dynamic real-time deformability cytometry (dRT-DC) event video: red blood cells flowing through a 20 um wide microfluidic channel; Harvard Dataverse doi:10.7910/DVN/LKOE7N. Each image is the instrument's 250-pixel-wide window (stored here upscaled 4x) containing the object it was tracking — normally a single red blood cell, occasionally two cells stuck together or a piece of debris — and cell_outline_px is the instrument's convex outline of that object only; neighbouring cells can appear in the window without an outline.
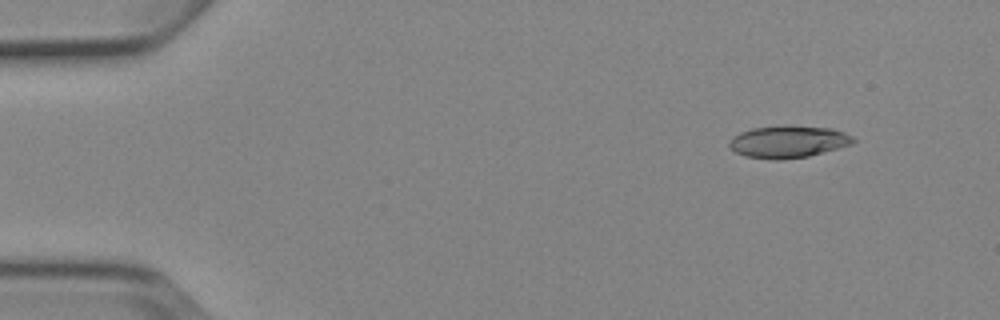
{"species": "Egyptian fruit bat (a non-hibernating species)", "species_latin": "Rousettus aegyptiacus", "temperature_condition": "cold", "stored_images_in_passage": 6, "camera_frame_rate_fps": 3000, "um_per_image_px": 0.085, "animal": {"sex": "female"}, "frame": {"image": 1, "passage_image": 2, "time_ms": 1.0, "image_size_px": [1000, 320], "cell_outline_px": [[856, 140], [852, 144], [808, 156], [776, 160], [772, 160], [744, 156], [736, 152], [728, 144], [732, 136], [740, 132], [752, 128], [784, 124], [832, 128], [844, 132], [852, 136]], "centroid_in_image_um": [66.98, 12.02], "position_along_channel_um": 18.0, "area_um2": 23.47}}
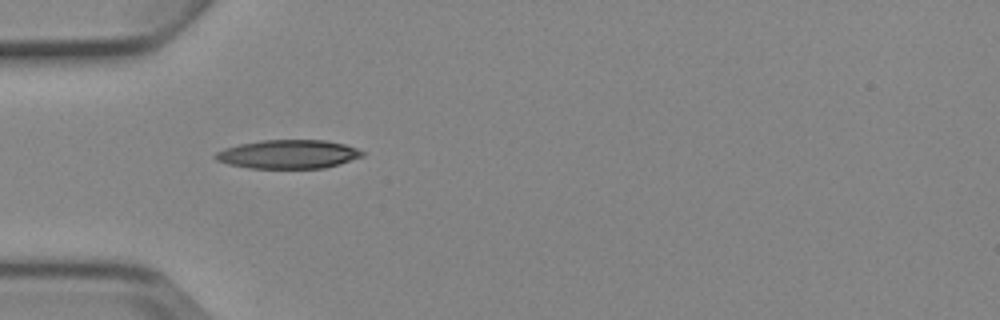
{"frame": {"image": 2, "passage_image": 5, "time_ms": 4.667, "image_size_px": [1000, 320], "cell_outline_px": [[364, 156], [340, 164], [324, 168], [248, 168], [228, 164], [216, 160], [212, 156], [216, 152], [224, 148], [240, 144], [260, 140], [324, 140], [344, 144], [356, 148], [364, 152]], "centroid_in_image_um": [24.48, 13.11], "position_along_channel_um": 60.5, "area_um2": 24.68}}
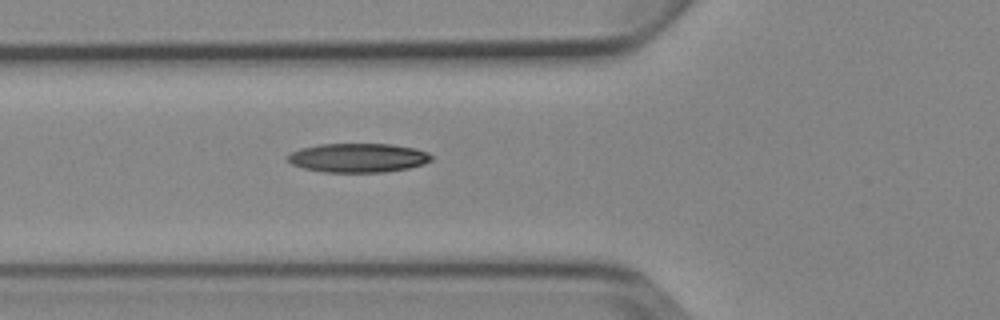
{"frame": {"image": 3, "passage_image": 6, "time_ms": 5.667, "image_size_px": [1000, 320], "cell_outline_px": [[432, 160], [424, 164], [408, 168], [384, 172], [324, 172], [304, 168], [292, 164], [284, 160], [284, 156], [300, 148], [320, 144], [392, 144], [416, 148], [428, 152], [432, 156]], "centroid_in_image_um": [30.41, 13.41], "position_along_channel_um": 95.4, "area_um2": 24.57}}